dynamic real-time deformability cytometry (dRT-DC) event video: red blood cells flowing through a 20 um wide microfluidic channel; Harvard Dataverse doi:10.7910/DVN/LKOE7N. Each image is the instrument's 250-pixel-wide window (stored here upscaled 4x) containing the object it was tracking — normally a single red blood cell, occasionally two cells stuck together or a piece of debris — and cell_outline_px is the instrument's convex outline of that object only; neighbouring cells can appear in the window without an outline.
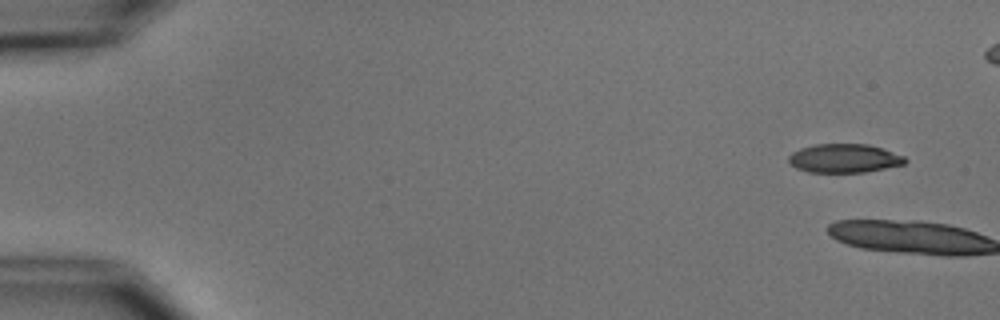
{"species": "common noctule bat (a hibernating species)", "species_latin": "Nyctalus noctula", "temperature_condition": "cold", "stored_images_in_passage": 8, "camera_frame_rate_fps": 3000, "um_per_image_px": 0.085, "animal": {"sex": "male", "body_mass_g": 15.6}, "frame": {"image": 1, "passage_image": 1, "time_ms": 0.0, "image_size_px": [1000, 320], "cell_outline_px": [[908, 160], [904, 164], [864, 172], [808, 172], [796, 168], [788, 160], [788, 156], [792, 152], [800, 148], [816, 144], [868, 144], [904, 156]], "centroid_in_image_um": [71.73, 13.45], "position_along_channel_um": 13.3, "area_um2": 19.36}}